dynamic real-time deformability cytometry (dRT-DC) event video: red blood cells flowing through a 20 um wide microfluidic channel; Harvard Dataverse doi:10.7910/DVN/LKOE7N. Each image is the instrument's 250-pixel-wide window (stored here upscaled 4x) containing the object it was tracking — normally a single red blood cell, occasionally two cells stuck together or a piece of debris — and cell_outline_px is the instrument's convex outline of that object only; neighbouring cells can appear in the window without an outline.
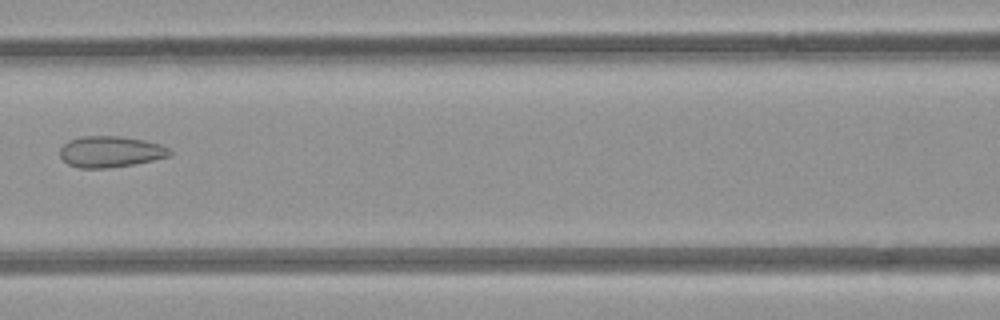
{"species": "common noctule bat (a hibernating species)", "species_latin": "Nyctalus noctula", "temperature_condition": "room temperature", "stored_images_in_passage": 4, "camera_frame_rate_fps": 3000, "um_per_image_px": 0.085, "animal": {"sex": "female", "body_mass_g": 21.9}, "frame": {"image": 1, "passage_image": 4, "time_ms": 3.333, "image_size_px": [1000, 320], "cell_outline_px": [[172, 156], [132, 164], [108, 168], [80, 168], [68, 164], [60, 156], [60, 148], [68, 140], [80, 136], [120, 136], [144, 140], [160, 144], [168, 148], [172, 152]], "centroid_in_image_um": [9.38, 12.89], "position_along_channel_um": 157.2, "area_um2": 19.94}}